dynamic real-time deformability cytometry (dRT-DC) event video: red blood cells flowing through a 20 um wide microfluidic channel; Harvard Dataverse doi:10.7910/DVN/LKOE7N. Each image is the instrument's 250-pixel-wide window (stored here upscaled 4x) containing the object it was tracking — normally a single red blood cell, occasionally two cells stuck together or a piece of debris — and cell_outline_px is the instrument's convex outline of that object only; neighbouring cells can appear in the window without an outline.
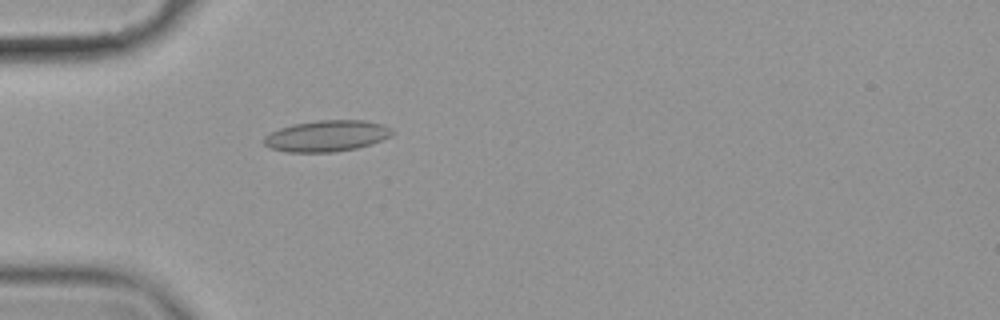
{"species": "common noctule bat (a hibernating species)", "species_latin": "Nyctalus noctula", "temperature_condition": "cold", "stored_images_in_passage": 58, "camera_frame_rate_fps": 3000, "um_per_image_px": 0.085, "animal": {"sex": "female", "body_mass_g": 19.9}, "frame": {"image": 1, "passage_image": 18, "time_ms": 5.667, "image_size_px": [1000, 320], "cell_outline_px": [[396, 132], [372, 144], [356, 148], [336, 152], [288, 152], [272, 148], [264, 144], [264, 136], [280, 128], [292, 124], [316, 120], [364, 120], [380, 124], [392, 128]], "centroid_in_image_um": [27.78, 11.55], "position_along_channel_um": 57.2, "area_um2": 23.24}}
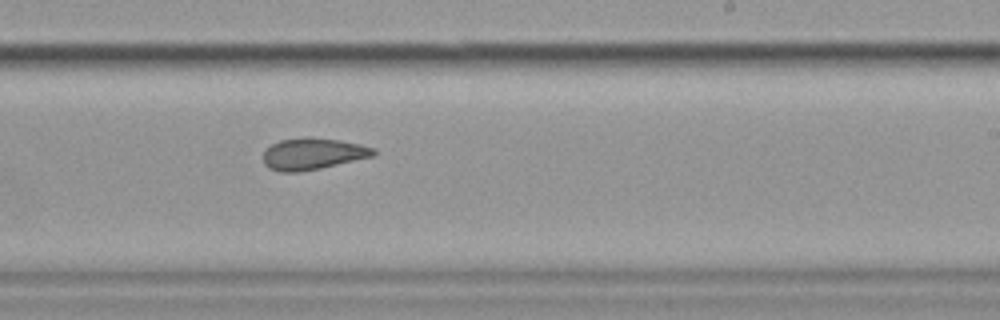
{"frame": {"image": 2, "passage_image": 36, "time_ms": 11.667, "image_size_px": [1000, 320], "cell_outline_px": [[376, 156], [320, 168], [300, 172], [280, 172], [268, 168], [264, 164], [264, 152], [272, 144], [280, 140], [308, 136], [340, 140], [360, 144], [376, 148]], "centroid_in_image_um": [26.62, 13.07], "position_along_channel_um": 262.4, "area_um2": 20.52}}
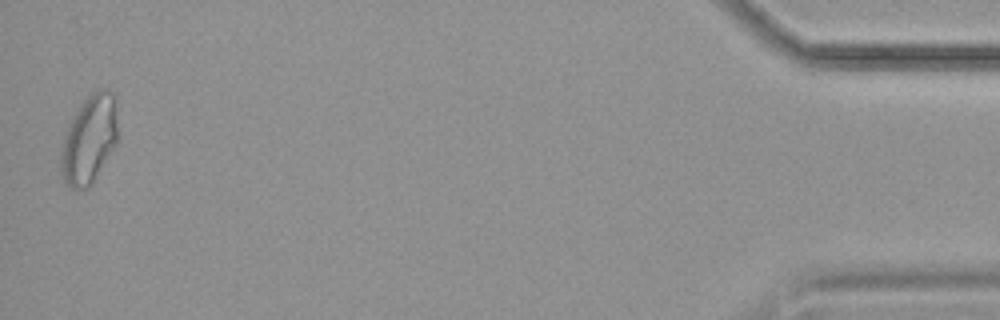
{"frame": {"image": 3, "passage_image": 57, "time_ms": 18.667, "image_size_px": [1000, 320], "cell_outline_px": [[116, 144], [92, 184], [88, 188], [72, 188], [64, 180], [60, 172], [60, 152], [64, 136], [80, 104], [92, 92], [100, 88], [108, 88], [116, 96]], "centroid_in_image_um": [7.58, 11.83], "position_along_channel_um": 427.6, "area_um2": 29.13}, "authors_computed_cell_mechanics": {"area_um2": 22.0218, "velocity_mm_per_s": 3.537, "shape_relaxation_time_tau1_ms": null, "shape_relaxation_time_tau2_ms": 3.8274, "deformation_change_tau1": null, "deformation_change_tau2": 0.1184}}